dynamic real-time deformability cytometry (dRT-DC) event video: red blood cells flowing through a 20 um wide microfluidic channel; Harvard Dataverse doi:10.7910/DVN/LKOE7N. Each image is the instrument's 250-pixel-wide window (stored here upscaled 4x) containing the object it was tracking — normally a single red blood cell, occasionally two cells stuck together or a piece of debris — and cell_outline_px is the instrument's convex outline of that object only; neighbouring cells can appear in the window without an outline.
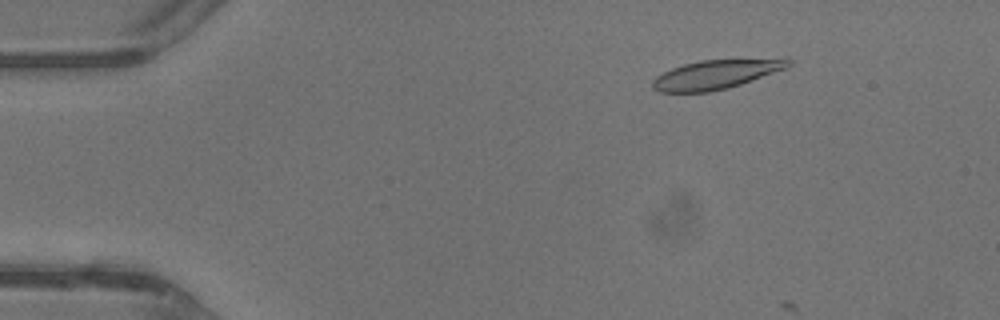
{"species": "common noctule bat (a hibernating species)", "species_latin": "Nyctalus noctula", "temperature_condition": "warm", "stored_images_in_passage": 8, "camera_frame_rate_fps": 3000, "um_per_image_px": 0.085, "animal": {"sex": "male", "body_mass_g": 13.3}, "frame": {"image": 1, "passage_image": 7, "time_ms": 2.0, "image_size_px": [1000, 320], "cell_outline_px": [[792, 64], [788, 68], [728, 88], [708, 92], [660, 92], [652, 88], [652, 80], [656, 76], [672, 68], [684, 64], [700, 60], [784, 56], [788, 56], [792, 60]], "centroid_in_image_um": [61.0, 6.27], "position_along_channel_um": 24.0, "area_um2": 23.87}}